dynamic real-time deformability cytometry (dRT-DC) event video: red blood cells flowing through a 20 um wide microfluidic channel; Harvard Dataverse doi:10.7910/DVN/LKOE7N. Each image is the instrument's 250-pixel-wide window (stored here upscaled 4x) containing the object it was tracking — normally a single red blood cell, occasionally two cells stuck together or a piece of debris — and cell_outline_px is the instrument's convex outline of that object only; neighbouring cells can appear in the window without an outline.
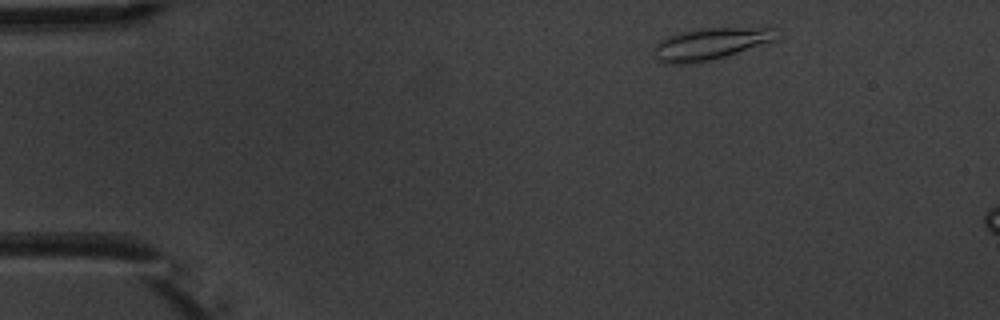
{"species": "common noctule bat (a hibernating species)", "species_latin": "Nyctalus noctula", "temperature_condition": "warm", "stored_images_in_passage": 5, "segment_of_instrument_passage": [2, 2], "camera_frame_rate_fps": 3000, "um_per_image_px": 0.085, "animal": {"sex": "male", "body_mass_g": 20.1, "forearm_length_mm": 53.5}, "frame": {"image": 1, "passage_image": 5, "time_ms": 5.667, "image_size_px": [1000, 320], "cell_outline_px": [[776, 40], [724, 56], [708, 60], [680, 64], [664, 64], [656, 60], [652, 48], [652, 44], [668, 36], [700, 28], [772, 28]], "centroid_in_image_um": [60.25, 3.74], "position_along_channel_um": 24.8, "area_um2": 22.25}}